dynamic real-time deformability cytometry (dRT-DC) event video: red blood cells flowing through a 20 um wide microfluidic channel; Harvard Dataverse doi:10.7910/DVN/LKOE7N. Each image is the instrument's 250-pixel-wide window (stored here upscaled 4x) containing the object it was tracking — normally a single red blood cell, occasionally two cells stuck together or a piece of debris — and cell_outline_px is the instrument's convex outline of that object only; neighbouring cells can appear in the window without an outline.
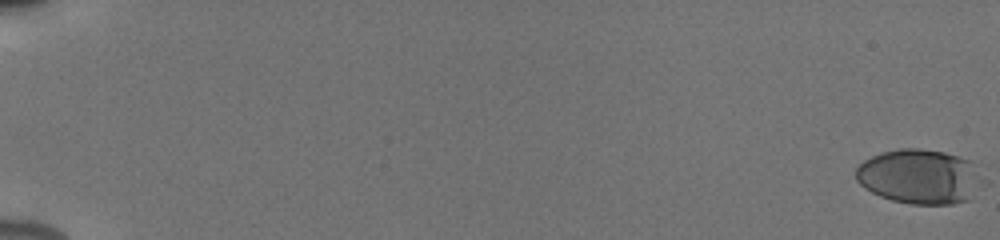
{"species": "human", "species_latin": "Homo sapiens", "temperature_condition": "cold", "stored_images_in_passage": 56, "camera_frame_rate_fps": 3000, "um_per_image_px": 0.085, "donor": {"sex": "male"}, "frame": {"image": 1, "passage_image": 1, "time_ms": 0.0, "image_size_px": [1000, 240], "cell_outline_px": [[968, 200], [952, 204], [912, 204], [892, 200], [880, 196], [864, 188], [856, 180], [856, 168], [864, 160], [880, 152], [900, 148], [916, 148], [944, 152], [968, 160]], "centroid_in_image_um": [77.84, 14.99], "position_along_channel_um": 7.2, "area_um2": 37.8}}
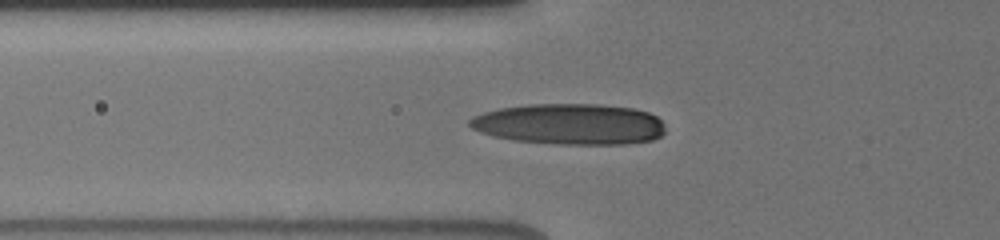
{"frame": {"image": 2, "passage_image": 23, "time_ms": 7.333, "image_size_px": [1000, 240], "cell_outline_px": [[664, 132], [660, 136], [652, 140], [624, 144], [556, 144], [516, 140], [496, 136], [480, 132], [472, 128], [468, 124], [468, 120], [472, 116], [496, 108], [528, 104], [600, 104], [632, 108], [648, 112], [656, 116], [664, 124]], "centroid_in_image_um": [48.41, 10.54], "position_along_channel_um": 77.4, "area_um2": 46.76}}
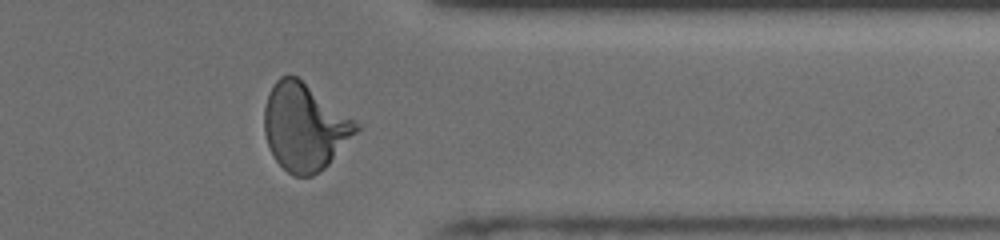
{"frame": {"image": 3, "passage_image": 47, "time_ms": 15.333, "image_size_px": [1000, 240], "cell_outline_px": [[360, 128], [328, 164], [320, 172], [312, 176], [292, 176], [276, 160], [268, 144], [264, 132], [264, 108], [268, 92], [276, 80], [280, 76], [296, 76], [356, 120], [360, 124]], "centroid_in_image_um": [25.88, 10.79], "position_along_channel_um": 385.5, "area_um2": 46.24}, "authors_computed_cell_mechanics": {"area_um2": 44.1592, "velocity_mm_per_s": 3.9122, "shape_relaxation_time_tau1_ms": 3.4596, "shape_relaxation_time_tau2_ms": 0.6779, "deformation_change_tau1": 0.1872, "deformation_change_tau2": 0.0691}}